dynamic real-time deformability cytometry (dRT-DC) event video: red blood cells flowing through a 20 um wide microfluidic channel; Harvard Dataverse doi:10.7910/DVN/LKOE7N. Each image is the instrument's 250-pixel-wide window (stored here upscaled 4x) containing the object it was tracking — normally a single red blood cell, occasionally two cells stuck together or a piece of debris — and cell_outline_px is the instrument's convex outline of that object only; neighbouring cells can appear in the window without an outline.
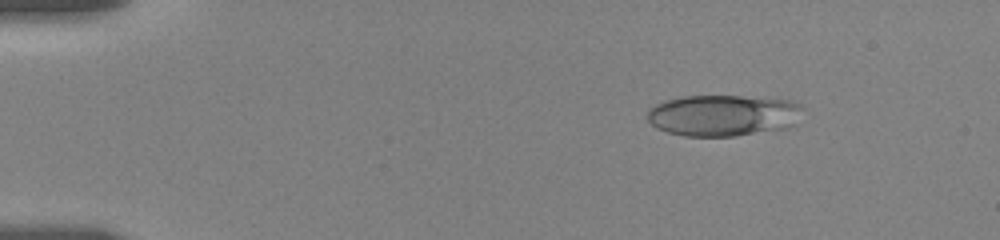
{"species": "human", "species_latin": "Homo sapiens", "temperature_condition": "room temperature", "stored_images_in_passage": 14, "camera_frame_rate_fps": 3000, "um_per_image_px": 0.085, "donor": {"sex": "female"}, "frame": {"image": 1, "passage_image": 1, "time_ms": 0.0, "image_size_px": [1000, 240], "cell_outline_px": [[804, 108], [796, 128], [736, 136], [684, 136], [668, 132], [656, 128], [648, 120], [648, 108], [664, 100], [684, 96], [740, 96], [792, 100], [800, 104]], "centroid_in_image_um": [61.56, 9.82], "position_along_channel_um": 23.4, "area_um2": 38.26}}
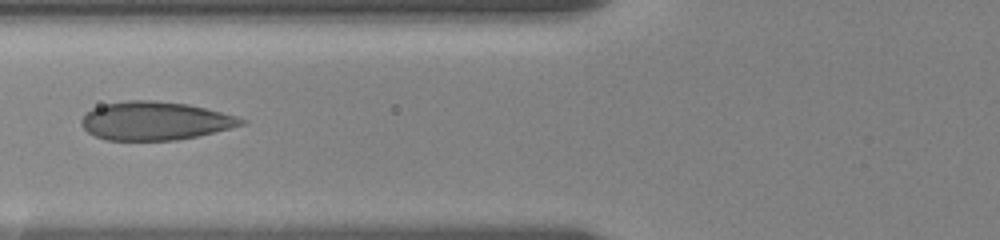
{"frame": {"image": 2, "passage_image": 7, "time_ms": 5.0, "image_size_px": [1000, 240], "cell_outline_px": [[248, 120], [244, 124], [196, 136], [176, 140], [104, 140], [88, 132], [80, 124], [80, 120], [92, 108], [104, 104], [128, 100], [156, 100], [188, 104], [236, 116]], "centroid_in_image_um": [13.14, 10.27], "position_along_channel_um": 112.7, "area_um2": 35.55}}
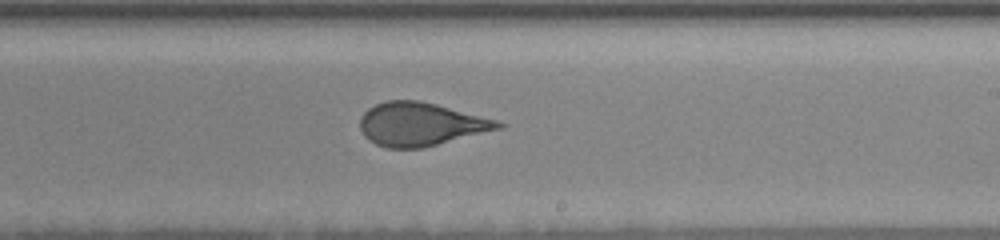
{"frame": {"image": 3, "passage_image": 14, "time_ms": 9.0, "image_size_px": [1000, 240], "cell_outline_px": [[508, 124], [504, 128], [420, 148], [388, 148], [376, 144], [368, 140], [364, 136], [360, 128], [360, 116], [368, 108], [384, 100], [420, 100], [500, 120]], "centroid_in_image_um": [35.79, 10.54], "position_along_channel_um": 253.2, "area_um2": 35.14}}